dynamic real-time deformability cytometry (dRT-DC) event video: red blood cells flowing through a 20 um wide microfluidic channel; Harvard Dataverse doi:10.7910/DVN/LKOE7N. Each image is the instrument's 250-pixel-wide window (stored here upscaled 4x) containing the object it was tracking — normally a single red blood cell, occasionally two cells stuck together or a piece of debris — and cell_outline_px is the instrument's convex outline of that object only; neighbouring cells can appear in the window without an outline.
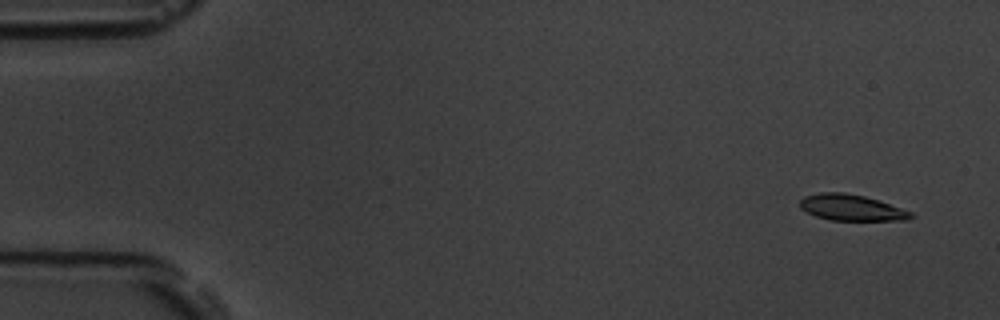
{"species": "common noctule bat (a hibernating species)", "species_latin": "Nyctalus noctula", "temperature_condition": "room temperature", "stored_images_in_passage": 6, "segment_of_instrument_passage": [1, 2], "camera_frame_rate_fps": 3000, "um_per_image_px": 0.085, "animal": {"sex": "male", "body_mass_g": 19.5, "forearm_length_mm": 54.6}, "frame": {"image": 1, "passage_image": 1, "time_ms": 0.0, "image_size_px": [1000, 320], "cell_outline_px": [[916, 216], [908, 220], [828, 220], [816, 216], [800, 208], [800, 200], [804, 196], [820, 192], [844, 192], [864, 196], [880, 200], [912, 212]], "centroid_in_image_um": [72.39, 17.64], "position_along_channel_um": 12.6, "area_um2": 16.99}}